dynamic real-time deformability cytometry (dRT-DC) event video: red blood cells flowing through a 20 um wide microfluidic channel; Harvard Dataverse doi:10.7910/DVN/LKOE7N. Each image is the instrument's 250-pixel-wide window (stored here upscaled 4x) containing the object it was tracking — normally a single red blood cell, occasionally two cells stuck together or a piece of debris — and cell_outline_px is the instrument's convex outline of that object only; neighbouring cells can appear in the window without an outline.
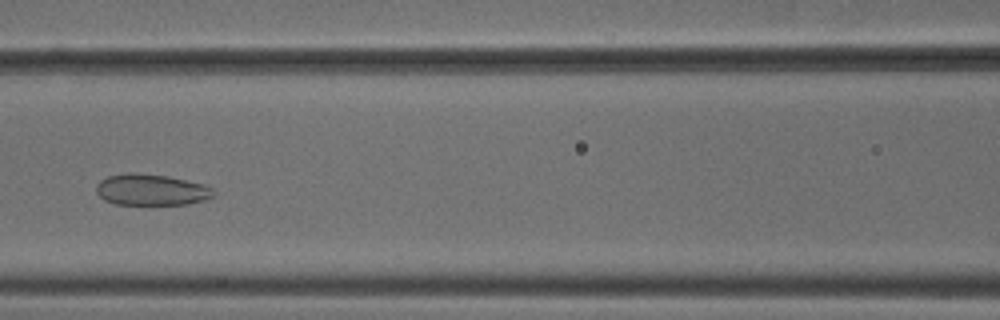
{"species": "common noctule bat (a hibernating species)", "species_latin": "Nyctalus noctula", "temperature_condition": "cold", "stored_images_in_passage": 39, "camera_frame_rate_fps": 3000, "um_per_image_px": 0.085, "animal": {"sex": "male", "body_mass_g": 18.8}, "frame": {"image": 1, "passage_image": 10, "time_ms": 3.0, "image_size_px": [1000, 320], "cell_outline_px": [[216, 192], [212, 196], [204, 200], [188, 204], [152, 208], [116, 204], [104, 200], [96, 192], [96, 184], [100, 180], [108, 176], [128, 172], [132, 172], [168, 176], [204, 184], [212, 188]], "centroid_in_image_um": [12.85, 16.18], "position_along_channel_um": 153.8, "area_um2": 22.43}}
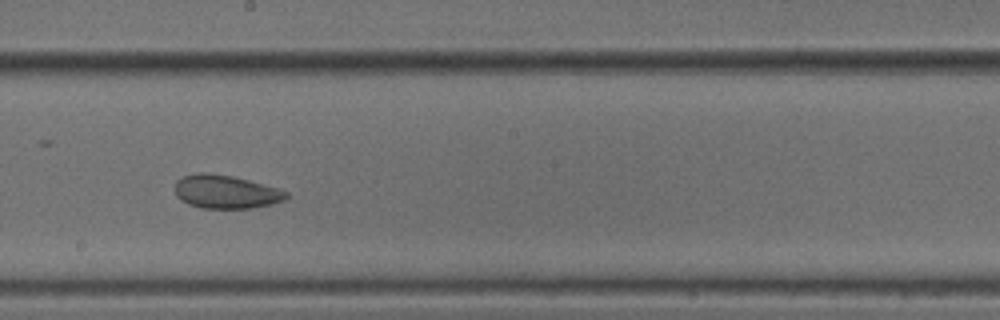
{"frame": {"image": 2, "passage_image": 16, "time_ms": 5.0, "image_size_px": [1000, 320], "cell_outline_px": [[288, 196], [284, 200], [272, 204], [252, 208], [204, 208], [188, 204], [180, 200], [176, 196], [176, 180], [184, 176], [196, 172], [208, 172], [232, 176], [248, 180], [276, 188], [288, 192]], "centroid_in_image_um": [19.17, 16.3], "position_along_channel_um": 229.0, "area_um2": 21.62}}
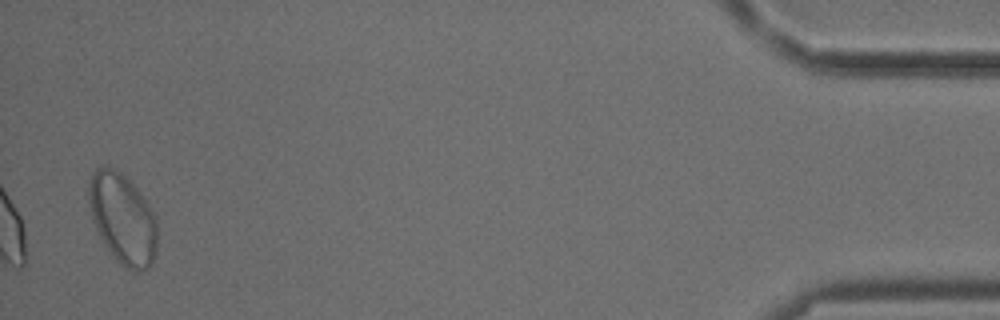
{"frame": {"image": 3, "passage_image": 38, "time_ms": 12.333, "image_size_px": [1000, 320], "cell_outline_px": [[156, 252], [152, 264], [148, 268], [140, 272], [132, 272], [120, 264], [112, 256], [104, 244], [92, 220], [88, 200], [88, 180], [92, 172], [96, 168], [116, 168], [136, 188], [148, 204], [156, 216]], "centroid_in_image_um": [10.42, 18.62], "position_along_channel_um": 424.8, "area_um2": 36.24}, "authors_computed_cell_mechanics": {"area_um2": 23.987, "velocity_mm_per_s": 3.7679, "shape_relaxation_time_tau1_ms": null, "shape_relaxation_time_tau2_ms": 1.5271, "deformation_change_tau1": null, "deformation_change_tau2": 0.0661}}